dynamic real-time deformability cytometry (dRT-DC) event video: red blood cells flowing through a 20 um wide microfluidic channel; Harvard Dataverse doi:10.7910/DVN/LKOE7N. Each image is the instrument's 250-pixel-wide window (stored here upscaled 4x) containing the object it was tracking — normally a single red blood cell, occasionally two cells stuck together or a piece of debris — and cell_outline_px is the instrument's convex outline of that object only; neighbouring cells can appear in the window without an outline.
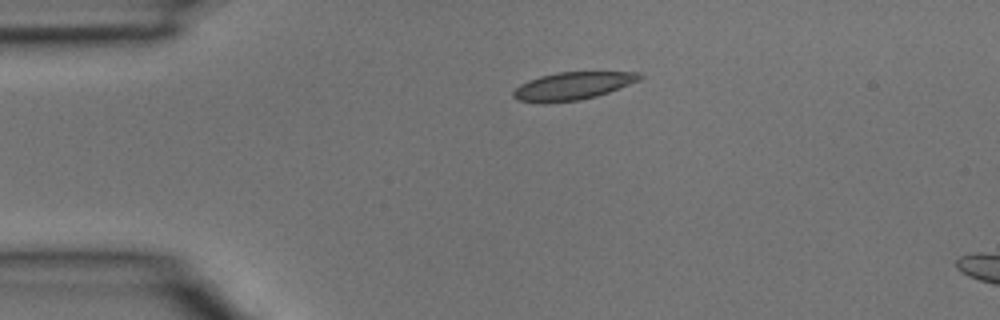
{"species": "common noctule bat (a hibernating species)", "species_latin": "Nyctalus noctula", "temperature_condition": "room temperature", "stored_images_in_passage": 3, "segment_of_instrument_passage": [1, 2], "camera_frame_rate_fps": 3000, "um_per_image_px": 0.085, "animal": {"sex": "male", "body_mass_g": 15.6}, "frame": {"image": 1, "passage_image": 1, "time_ms": 0.0, "image_size_px": [1000, 320], "cell_outline_px": [[644, 76], [640, 80], [608, 92], [596, 96], [580, 100], [544, 104], [516, 100], [512, 96], [512, 92], [520, 84], [528, 80], [540, 76], [560, 72], [640, 72]], "centroid_in_image_um": [48.63, 7.32], "position_along_channel_um": 36.4, "area_um2": 20.58}}